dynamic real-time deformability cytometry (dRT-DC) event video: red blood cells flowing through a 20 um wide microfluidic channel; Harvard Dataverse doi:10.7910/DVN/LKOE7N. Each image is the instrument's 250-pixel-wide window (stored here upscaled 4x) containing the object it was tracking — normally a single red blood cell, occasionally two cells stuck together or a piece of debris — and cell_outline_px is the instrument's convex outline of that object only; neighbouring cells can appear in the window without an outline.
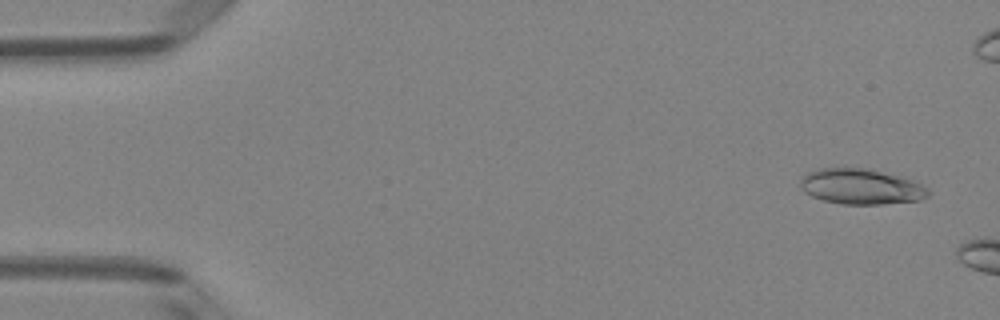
{"species": "Egyptian fruit bat (a non-hibernating species)", "species_latin": "Rousettus aegyptiacus", "temperature_condition": "room temperature", "stored_images_in_passage": 3, "camera_frame_rate_fps": 3000, "um_per_image_px": 0.085, "animal": {"sex": "female"}, "frame": {"image": 1, "passage_image": 1, "time_ms": 0.0, "image_size_px": [1000, 320], "cell_outline_px": [[932, 192], [928, 196], [920, 200], [884, 204], [840, 204], [824, 200], [812, 196], [804, 192], [800, 188], [800, 180], [804, 172], [820, 168], [844, 164], [868, 168], [916, 180]], "centroid_in_image_um": [73.15, 15.81], "position_along_channel_um": 11.8, "area_um2": 27.51}}